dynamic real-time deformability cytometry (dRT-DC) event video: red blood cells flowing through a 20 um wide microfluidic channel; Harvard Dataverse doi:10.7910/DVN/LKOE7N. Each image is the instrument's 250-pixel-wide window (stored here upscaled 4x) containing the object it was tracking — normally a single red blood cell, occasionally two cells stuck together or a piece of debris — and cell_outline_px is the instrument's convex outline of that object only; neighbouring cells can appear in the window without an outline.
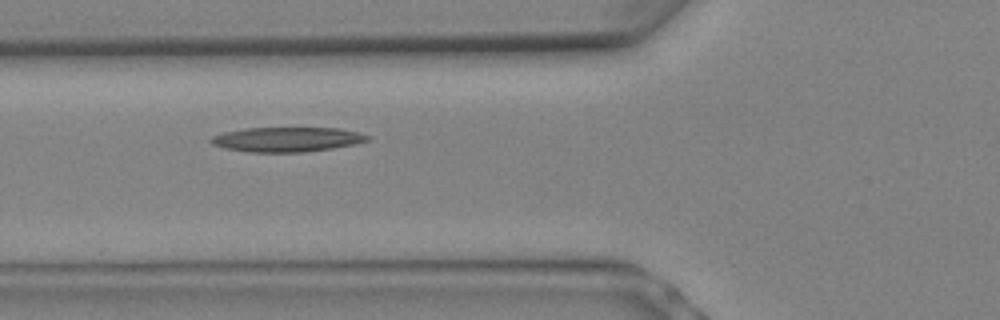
{"species": "Egyptian fruit bat (a non-hibernating species)", "species_latin": "Rousettus aegyptiacus", "temperature_condition": "warm", "stored_images_in_passage": 10, "camera_frame_rate_fps": 3000, "um_per_image_px": 0.085, "animal": {"sex": "female"}, "frame": {"image": 1, "passage_image": 9, "time_ms": 2.667, "image_size_px": [1000, 320], "cell_outline_px": [[372, 136], [368, 140], [352, 144], [332, 148], [304, 152], [244, 152], [224, 148], [212, 144], [208, 140], [212, 136], [224, 132], [244, 128], [340, 128]], "centroid_in_image_um": [24.34, 11.85], "position_along_channel_um": 101.5, "area_um2": 22.48}}